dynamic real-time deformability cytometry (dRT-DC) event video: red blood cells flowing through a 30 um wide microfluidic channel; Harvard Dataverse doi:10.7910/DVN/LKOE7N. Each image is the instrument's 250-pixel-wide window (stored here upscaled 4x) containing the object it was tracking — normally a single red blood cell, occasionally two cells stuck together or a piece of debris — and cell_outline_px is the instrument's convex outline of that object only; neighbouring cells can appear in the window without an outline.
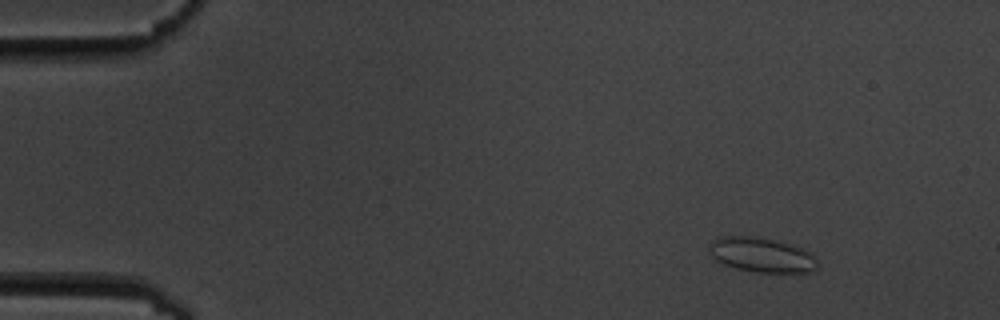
{"species": "common noctule bat (a hibernating species)", "species_latin": "Nyctalus noctula", "temperature_condition": "cold", "stored_images_in_passage": 4, "camera_frame_rate_fps": 3000, "um_per_image_px": 0.085, "animal": {"sex": "male", "body_mass_g": 19.5, "forearm_length_mm": 54.6}, "frame": {"image": 1, "passage_image": 1, "time_ms": 0.0, "image_size_px": [1000, 320], "cell_outline_px": [[816, 268], [812, 272], [756, 272], [736, 268], [724, 264], [716, 260], [712, 256], [708, 248], [708, 244], [716, 236], [756, 236], [788, 244], [800, 248], [808, 252], [816, 260]], "centroid_in_image_um": [64.66, 21.66], "position_along_channel_um": 20.3, "area_um2": 21.68}}